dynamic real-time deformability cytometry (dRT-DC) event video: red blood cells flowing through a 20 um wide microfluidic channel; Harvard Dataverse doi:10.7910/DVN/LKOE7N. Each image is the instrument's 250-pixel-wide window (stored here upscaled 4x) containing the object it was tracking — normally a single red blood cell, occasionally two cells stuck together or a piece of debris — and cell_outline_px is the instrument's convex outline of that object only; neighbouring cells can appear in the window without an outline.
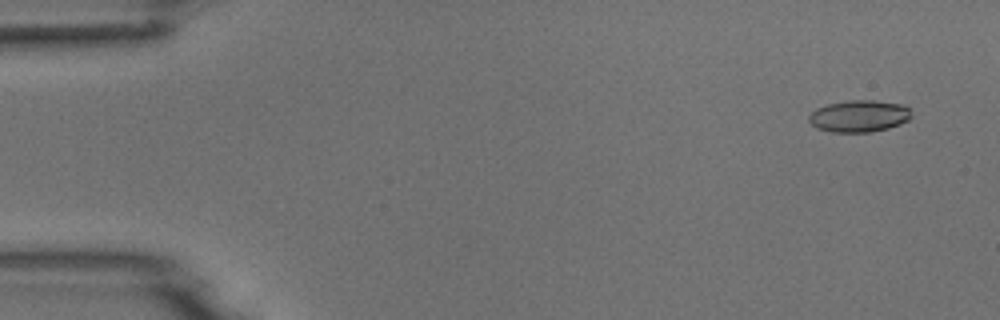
{"species": "common noctule bat (a hibernating species)", "species_latin": "Nyctalus noctula", "temperature_condition": "room temperature", "stored_images_in_passage": 5, "camera_frame_rate_fps": 3000, "um_per_image_px": 0.085, "animal": {"sex": "male", "body_mass_g": 18.8}, "frame": {"image": 1, "passage_image": 2, "time_ms": 1.0, "image_size_px": [1000, 320], "cell_outline_px": [[912, 116], [908, 120], [900, 124], [888, 128], [872, 132], [832, 132], [816, 128], [808, 120], [808, 116], [816, 108], [828, 104], [852, 100], [872, 100], [904, 104], [908, 108]], "centroid_in_image_um": [73.03, 9.87], "position_along_channel_um": 12.0, "area_um2": 19.07}}